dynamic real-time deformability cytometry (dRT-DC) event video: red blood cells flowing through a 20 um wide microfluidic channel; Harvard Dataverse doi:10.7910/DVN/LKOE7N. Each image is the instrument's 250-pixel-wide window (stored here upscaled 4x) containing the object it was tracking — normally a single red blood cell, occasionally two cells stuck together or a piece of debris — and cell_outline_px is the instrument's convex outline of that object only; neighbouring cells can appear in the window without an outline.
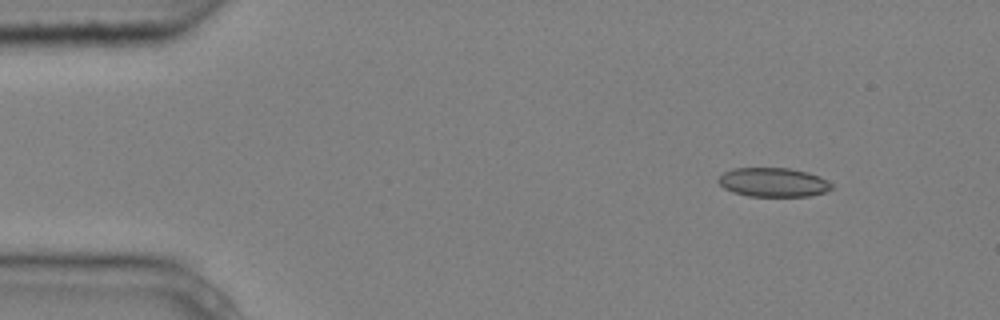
{"species": "common noctule bat (a hibernating species)", "species_latin": "Nyctalus noctula", "temperature_condition": "cold", "stored_images_in_passage": 6, "camera_frame_rate_fps": 3000, "um_per_image_px": 0.085, "animal": {"sex": "male", "body_mass_g": 20.4}, "frame": {"image": 1, "passage_image": 1, "time_ms": 0.0, "image_size_px": [1000, 320], "cell_outline_px": [[832, 188], [824, 192], [812, 196], [748, 196], [732, 192], [724, 188], [716, 180], [724, 172], [736, 168], [788, 168], [808, 172], [820, 176], [828, 180], [832, 184]], "centroid_in_image_um": [65.74, 15.5], "position_along_channel_um": 19.3, "area_um2": 19.25}}
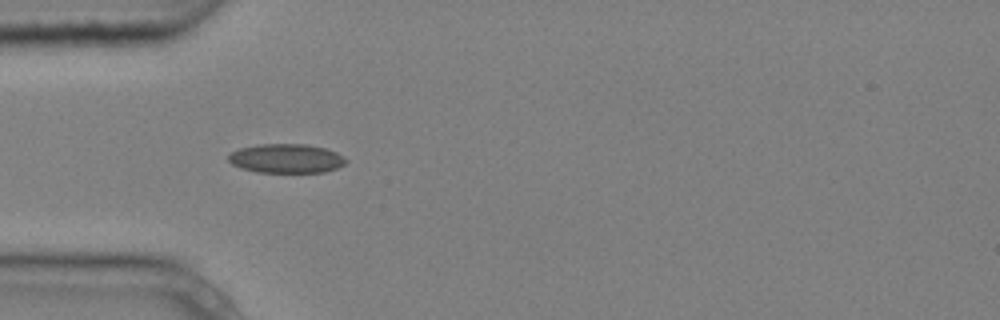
{"frame": {"image": 2, "passage_image": 3, "time_ms": 0.667, "image_size_px": [1000, 320], "cell_outline_px": [[348, 160], [344, 164], [336, 168], [324, 172], [256, 172], [240, 168], [232, 164], [228, 160], [228, 156], [232, 152], [240, 148], [260, 144], [304, 144], [324, 148], [336, 152], [344, 156]], "centroid_in_image_um": [24.33, 13.47], "position_along_channel_um": 60.7, "area_um2": 19.88}}
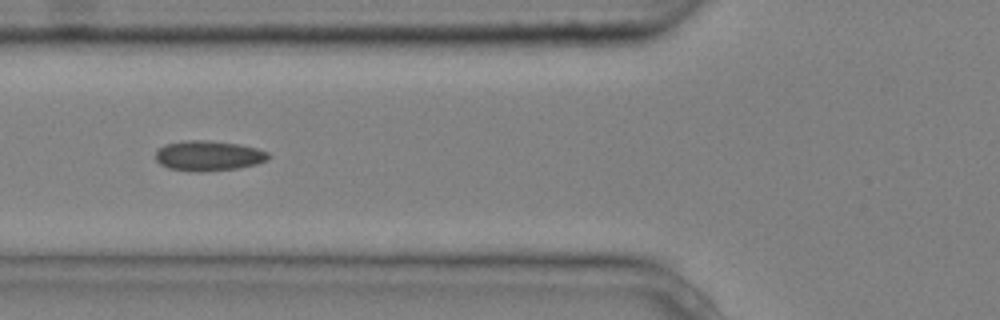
{"frame": {"image": 3, "passage_image": 4, "time_ms": 1.0, "image_size_px": [1000, 320], "cell_outline_px": [[272, 156], [268, 160], [256, 164], [240, 168], [200, 172], [196, 172], [168, 168], [160, 164], [156, 160], [156, 152], [164, 144], [188, 140], [208, 140], [240, 144], [256, 148], [268, 152]], "centroid_in_image_um": [17.75, 13.24], "position_along_channel_um": 108.1, "area_um2": 20.0}}